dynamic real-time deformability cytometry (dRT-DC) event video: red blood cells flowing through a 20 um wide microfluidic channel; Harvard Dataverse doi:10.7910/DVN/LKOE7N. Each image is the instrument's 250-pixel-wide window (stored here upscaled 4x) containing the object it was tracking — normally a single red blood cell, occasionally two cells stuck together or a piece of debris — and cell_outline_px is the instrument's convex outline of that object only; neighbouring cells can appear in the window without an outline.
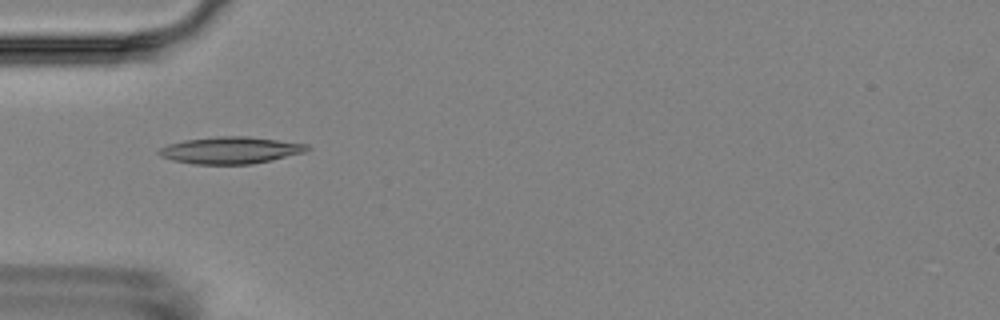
{"species": "Egyptian fruit bat (a non-hibernating species)", "species_latin": "Rousettus aegyptiacus", "temperature_condition": "room temperature", "stored_images_in_passage": 1, "camera_frame_rate_fps": 3000, "um_per_image_px": 0.085, "animal": {"sex": "female"}, "frame": {"image": 1, "passage_image": 1, "time_ms": 0.0, "image_size_px": [1000, 320], "cell_outline_px": [[312, 148], [304, 152], [272, 160], [252, 164], [192, 164], [172, 160], [160, 156], [156, 152], [160, 148], [168, 144], [184, 140], [216, 136], [248, 136], [308, 144]], "centroid_in_image_um": [19.58, 12.77], "position_along_channel_um": 65.4, "area_um2": 23.35}}